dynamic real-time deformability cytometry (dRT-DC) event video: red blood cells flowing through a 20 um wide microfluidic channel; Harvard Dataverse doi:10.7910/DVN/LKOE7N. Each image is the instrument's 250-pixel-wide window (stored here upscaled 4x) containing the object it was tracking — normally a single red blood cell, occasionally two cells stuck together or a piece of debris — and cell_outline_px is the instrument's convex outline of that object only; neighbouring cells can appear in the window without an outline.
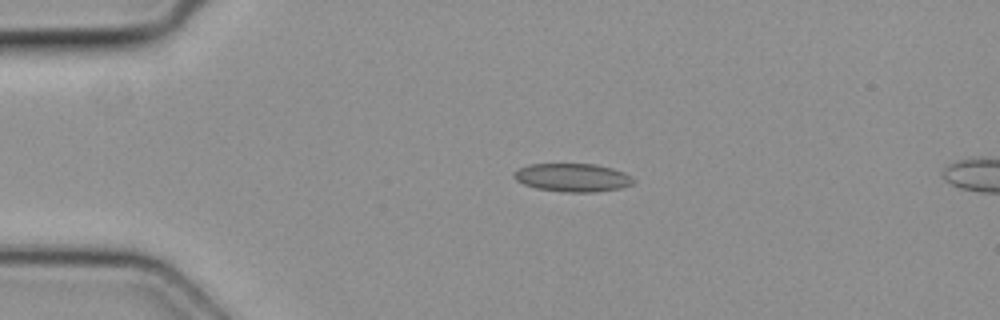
{"species": "common noctule bat (a hibernating species)", "species_latin": "Nyctalus noctula", "temperature_condition": "cold", "stored_images_in_passage": 4, "camera_frame_rate_fps": 3000, "um_per_image_px": 0.085, "animal": {"sex": "female", "body_mass_g": 19.3, "forearm_length_mm": 54.1}, "frame": {"image": 1, "passage_image": 2, "time_ms": 0.333, "image_size_px": [1000, 320], "cell_outline_px": [[636, 180], [632, 184], [620, 188], [596, 192], [564, 192], [536, 188], [524, 184], [516, 180], [512, 176], [520, 168], [532, 164], [596, 164], [612, 168], [624, 172]], "centroid_in_image_um": [48.7, 15.1], "position_along_channel_um": 36.3, "area_um2": 19.59}}